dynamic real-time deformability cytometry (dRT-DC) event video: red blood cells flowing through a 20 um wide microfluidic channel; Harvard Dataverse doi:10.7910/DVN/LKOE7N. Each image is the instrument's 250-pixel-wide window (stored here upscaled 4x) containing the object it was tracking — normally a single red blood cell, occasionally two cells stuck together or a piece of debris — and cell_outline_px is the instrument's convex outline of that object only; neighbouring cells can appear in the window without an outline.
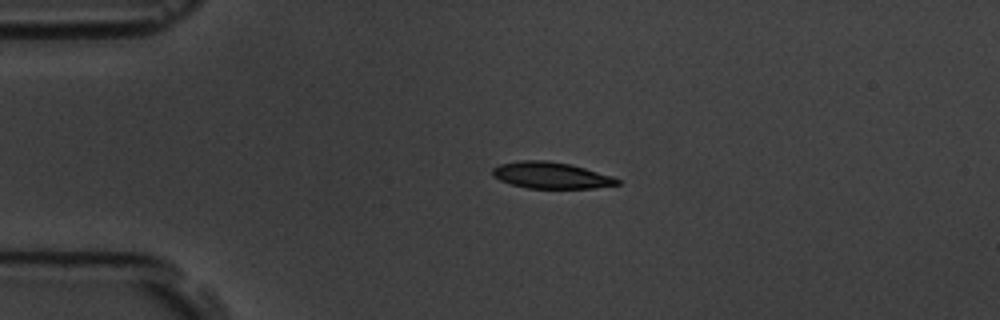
{"species": "common noctule bat (a hibernating species)", "species_latin": "Nyctalus noctula", "temperature_condition": "room temperature", "stored_images_in_passage": 4, "camera_frame_rate_fps": 3000, "um_per_image_px": 0.085, "animal": {"sex": "male", "body_mass_g": 19.5, "forearm_length_mm": 54.6}, "frame": {"image": 1, "passage_image": 3, "time_ms": 2.333, "image_size_px": [1000, 320], "cell_outline_px": [[620, 184], [592, 188], [528, 188], [512, 184], [500, 180], [492, 176], [492, 168], [500, 164], [520, 160], [548, 160], [572, 164], [612, 176], [620, 180]], "centroid_in_image_um": [46.83, 14.89], "position_along_channel_um": 38.2, "area_um2": 19.25}}